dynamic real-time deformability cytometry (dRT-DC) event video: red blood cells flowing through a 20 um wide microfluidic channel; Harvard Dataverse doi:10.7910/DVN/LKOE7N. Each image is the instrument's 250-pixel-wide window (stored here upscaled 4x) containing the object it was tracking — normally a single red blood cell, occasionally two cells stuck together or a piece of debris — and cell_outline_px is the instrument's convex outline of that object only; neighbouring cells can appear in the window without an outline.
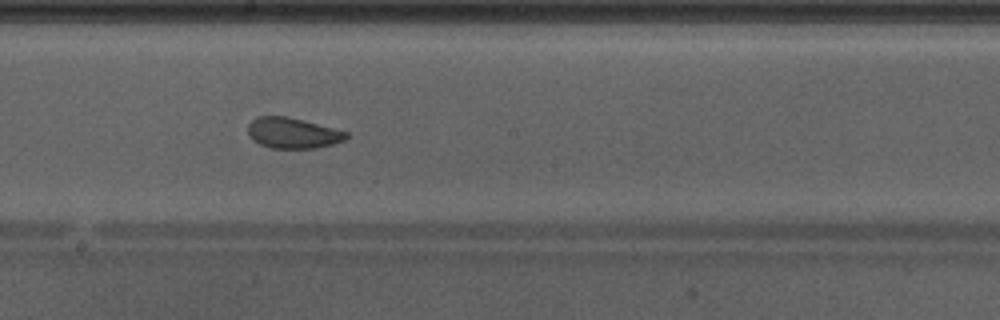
{"species": "Egyptian fruit bat (a non-hibernating species)", "species_latin": "Rousettus aegyptiacus", "temperature_condition": "warm", "stored_images_in_passage": 49, "camera_frame_rate_fps": 3000, "um_per_image_px": 0.085, "animal": {"sex": "male"}, "frame": {"image": 1, "passage_image": 28, "time_ms": 9.0, "image_size_px": [1000, 320], "cell_outline_px": [[348, 136], [344, 140], [332, 144], [316, 148], [272, 148], [260, 144], [252, 140], [248, 136], [248, 124], [256, 116], [288, 116], [348, 132]], "centroid_in_image_um": [24.84, 11.3], "position_along_channel_um": 223.4, "area_um2": 17.57}, "authors_computed_cell_mechanics": {"area_um2": 20.2878, "velocity_mm_per_s": 4.267, "shape_relaxation_time_tau1_ms": 5.7218, "shape_relaxation_time_tau2_ms": 0.7718, "deformation_change_tau1": 0.1391, "deformation_change_tau2": 0.0577}}